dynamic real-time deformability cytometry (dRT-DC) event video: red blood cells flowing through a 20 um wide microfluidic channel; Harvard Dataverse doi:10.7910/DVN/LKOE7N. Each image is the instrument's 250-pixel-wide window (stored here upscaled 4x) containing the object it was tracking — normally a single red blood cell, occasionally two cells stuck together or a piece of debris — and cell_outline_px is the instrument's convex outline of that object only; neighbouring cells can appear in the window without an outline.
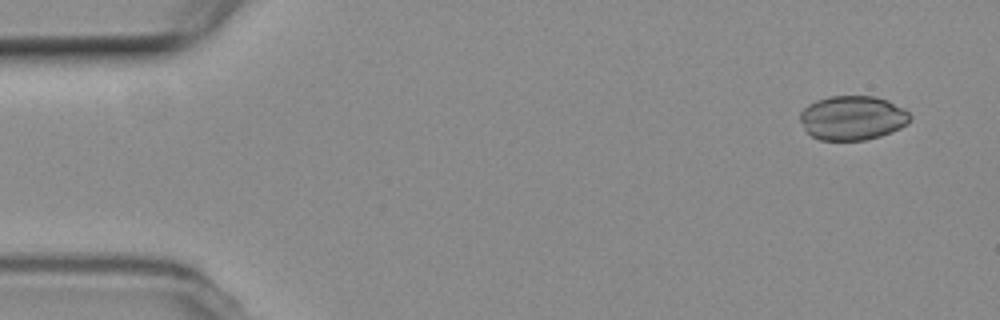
{"species": "common noctule bat (a hibernating species)", "species_latin": "Nyctalus noctula", "temperature_condition": "room temperature", "stored_images_in_passage": 3, "camera_frame_rate_fps": 3000, "um_per_image_px": 0.085, "animal": {"sex": "female", "body_mass_g": 19.3, "forearm_length_mm": 54.1}, "frame": {"image": 1, "passage_image": 1, "time_ms": 0.0, "image_size_px": [1000, 320], "cell_outline_px": [[912, 120], [908, 124], [892, 132], [880, 136], [864, 140], [820, 140], [812, 136], [804, 128], [800, 120], [800, 112], [808, 104], [816, 100], [828, 96], [876, 96], [888, 100], [904, 108], [912, 116]], "centroid_in_image_um": [72.49, 10.01], "position_along_channel_um": 12.5, "area_um2": 28.67}}